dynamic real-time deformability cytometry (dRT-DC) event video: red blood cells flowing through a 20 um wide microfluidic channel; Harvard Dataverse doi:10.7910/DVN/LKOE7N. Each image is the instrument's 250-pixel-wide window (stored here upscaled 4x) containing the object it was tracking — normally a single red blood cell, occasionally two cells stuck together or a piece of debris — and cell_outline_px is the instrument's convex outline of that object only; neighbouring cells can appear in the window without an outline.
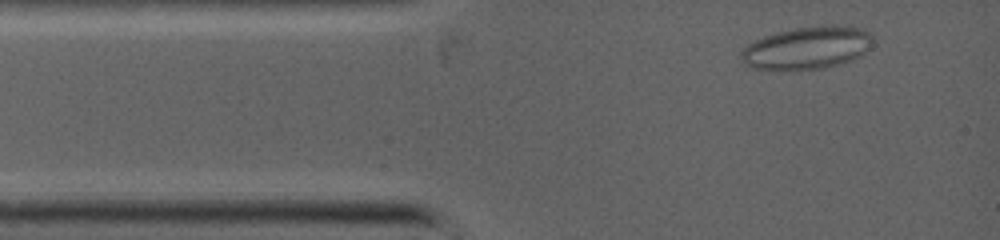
{"species": "common noctule bat (a hibernating species)", "species_latin": "Nyctalus noctula", "temperature_condition": "warm", "stored_images_in_passage": 7, "camera_frame_rate_fps": 5000, "um_per_image_px": 0.085, "animal": {"sex": "female", "body_mass_g": 19.0, "forearm_length_mm": 53.3}, "frame": {"image": 1, "passage_image": 2, "time_ms": 0.6, "image_size_px": [1000, 240], "cell_outline_px": [[872, 44], [860, 56], [836, 64], [820, 68], [752, 68], [744, 64], [736, 56], [748, 44], [764, 36], [776, 32], [796, 28], [828, 24], [848, 24], [864, 28], [872, 32]], "centroid_in_image_um": [68.63, 4.01], "position_along_channel_um": 16.4, "area_um2": 32.6}}
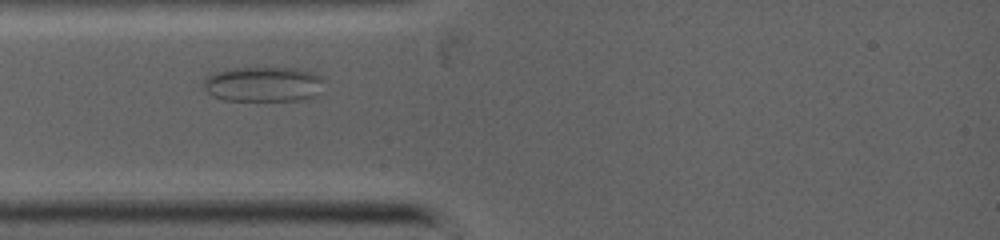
{"frame": {"image": 2, "passage_image": 6, "time_ms": 2.4, "image_size_px": [1000, 240], "cell_outline_px": [[320, 80], [316, 96], [304, 100], [224, 100], [212, 96], [204, 88], [204, 76], [216, 72], [232, 68], [292, 68], [312, 72], [320, 76]], "centroid_in_image_um": [22.31, 7.16], "position_along_channel_um": 62.7, "area_um2": 24.28}}